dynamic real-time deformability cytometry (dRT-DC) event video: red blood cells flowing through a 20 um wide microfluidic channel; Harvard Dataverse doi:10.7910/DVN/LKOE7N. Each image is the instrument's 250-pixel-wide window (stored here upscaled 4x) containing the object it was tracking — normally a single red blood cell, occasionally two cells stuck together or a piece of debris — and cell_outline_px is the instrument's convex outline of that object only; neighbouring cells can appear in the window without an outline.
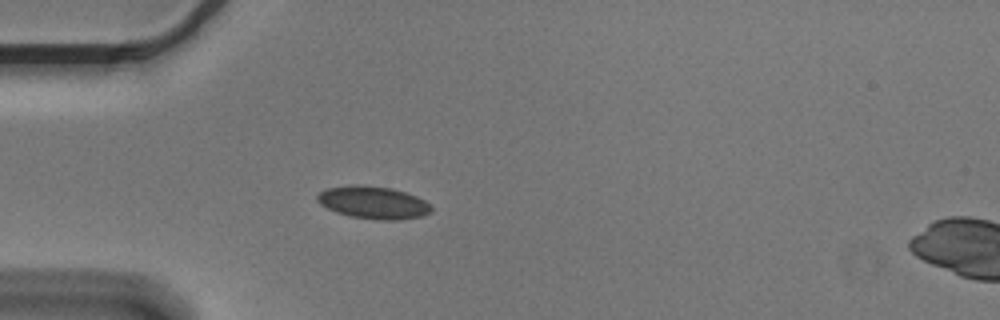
{"species": "Egyptian fruit bat (a non-hibernating species)", "species_latin": "Rousettus aegyptiacus", "temperature_condition": "cold", "stored_images_in_passage": 5, "camera_frame_rate_fps": 3000, "um_per_image_px": 0.085, "animal": {"sex": "male"}, "frame": {"image": 1, "passage_image": 5, "time_ms": 1.333, "image_size_px": [1000, 320], "cell_outline_px": [[432, 212], [424, 216], [400, 220], [376, 220], [348, 216], [336, 212], [320, 204], [316, 200], [316, 196], [320, 192], [328, 188], [352, 184], [356, 184], [392, 188], [416, 196], [424, 200], [432, 208]], "centroid_in_image_um": [31.73, 17.22], "position_along_channel_um": 53.3, "area_um2": 21.79}}